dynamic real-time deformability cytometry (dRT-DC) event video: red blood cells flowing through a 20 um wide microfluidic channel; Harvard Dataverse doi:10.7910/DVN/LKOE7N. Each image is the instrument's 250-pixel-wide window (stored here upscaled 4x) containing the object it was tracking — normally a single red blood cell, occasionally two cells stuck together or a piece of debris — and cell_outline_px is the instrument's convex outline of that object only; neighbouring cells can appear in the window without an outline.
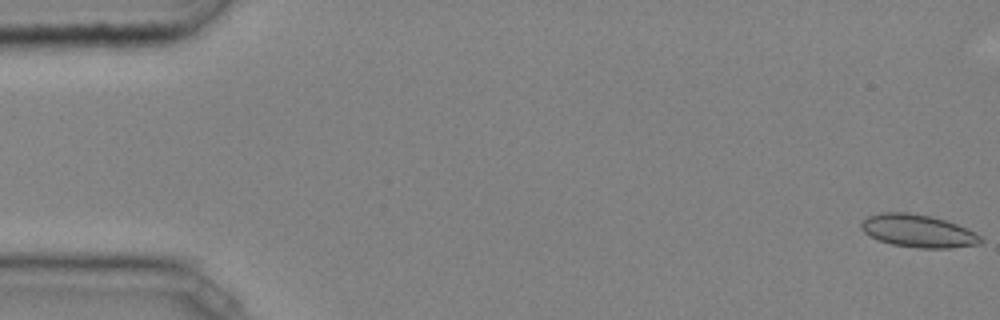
{"species": "common noctule bat (a hibernating species)", "species_latin": "Nyctalus noctula", "temperature_condition": "cold", "stored_images_in_passage": 47, "camera_frame_rate_fps": 3000, "um_per_image_px": 0.085, "animal": {"sex": "male", "body_mass_g": 20.4}, "frame": {"image": 1, "passage_image": 1, "time_ms": 0.0, "image_size_px": [1000, 320], "cell_outline_px": [[984, 240], [980, 244], [952, 248], [916, 248], [892, 244], [868, 236], [860, 228], [860, 220], [868, 216], [880, 212], [908, 212], [932, 216], [956, 224], [980, 236]], "centroid_in_image_um": [77.98, 19.63], "position_along_channel_um": 7.0, "area_um2": 22.89}}
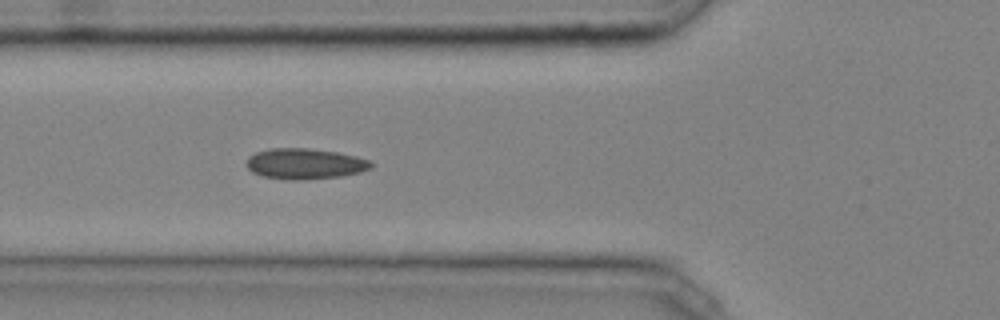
{"frame": {"image": 2, "passage_image": 18, "time_ms": 5.667, "image_size_px": [1000, 320], "cell_outline_px": [[372, 168], [360, 172], [340, 176], [300, 180], [292, 180], [260, 176], [252, 172], [244, 164], [248, 156], [256, 152], [268, 148], [308, 148], [336, 152], [356, 156], [368, 160], [372, 164]], "centroid_in_image_um": [25.85, 13.92], "position_along_channel_um": 99.9, "area_um2": 22.37}}
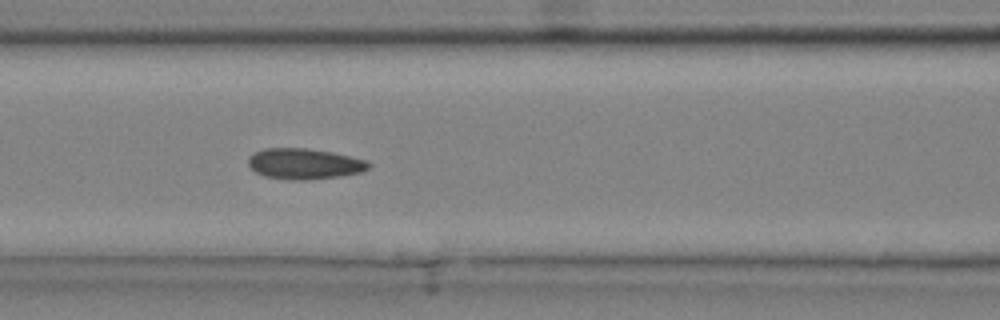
{"frame": {"image": 3, "passage_image": 21, "time_ms": 6.667, "image_size_px": [1000, 320], "cell_outline_px": [[372, 164], [368, 168], [360, 172], [340, 176], [304, 180], [296, 180], [264, 176], [256, 172], [248, 164], [248, 156], [252, 152], [264, 148], [308, 148], [332, 152], [368, 160]], "centroid_in_image_um": [25.86, 13.9], "position_along_channel_um": 140.7, "area_um2": 21.62}, "authors_computed_cell_mechanics": {"area_um2": 20.9814, "velocity_mm_per_s": 4.058, "shape_relaxation_time_tau1_ms": null, "shape_relaxation_time_tau2_ms": 3.4828, "deformation_change_tau1": null, "deformation_change_tau2": 0.0883}}